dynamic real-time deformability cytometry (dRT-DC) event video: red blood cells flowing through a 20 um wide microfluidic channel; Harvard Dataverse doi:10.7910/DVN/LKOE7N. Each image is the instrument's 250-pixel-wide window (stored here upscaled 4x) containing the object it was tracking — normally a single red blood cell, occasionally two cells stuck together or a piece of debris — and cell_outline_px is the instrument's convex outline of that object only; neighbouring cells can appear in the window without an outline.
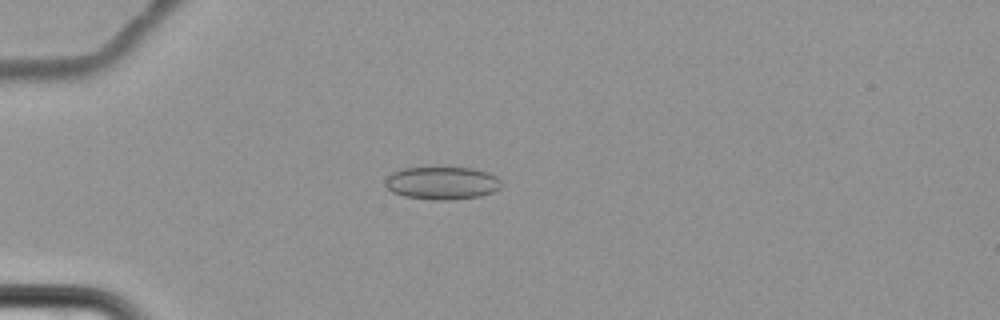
{"species": "common noctule bat (a hibernating species)", "species_latin": "Nyctalus noctula", "temperature_condition": "cold", "stored_images_in_passage": 10, "camera_frame_rate_fps": 3000, "um_per_image_px": 0.085, "animal": {"sex": "female", "body_mass_g": 22.7, "forearm_length_mm": 54.2}, "frame": {"image": 1, "passage_image": 5, "time_ms": 5.667, "image_size_px": [1000, 320], "cell_outline_px": [[500, 188], [492, 192], [480, 196], [452, 200], [432, 200], [404, 196], [392, 192], [384, 184], [384, 180], [392, 172], [404, 168], [476, 168], [488, 172], [496, 176], [500, 180]], "centroid_in_image_um": [37.56, 15.56], "position_along_channel_um": 47.4, "area_um2": 22.25}}
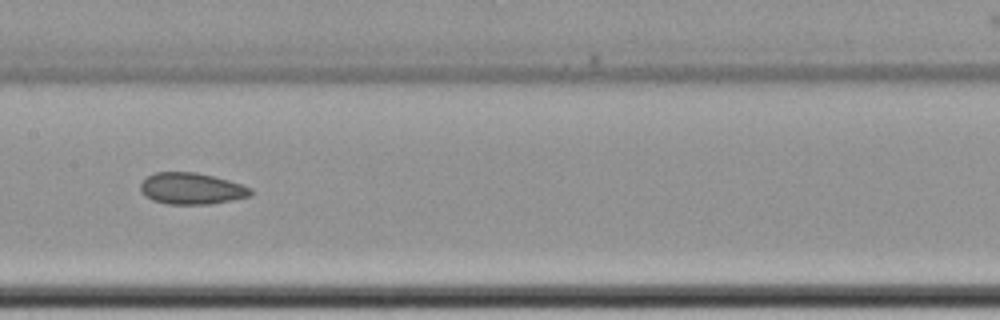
{"frame": {"image": 2, "passage_image": 9, "time_ms": 10.667, "image_size_px": [1000, 320], "cell_outline_px": [[252, 196], [212, 204], [168, 204], [152, 200], [144, 196], [140, 188], [140, 184], [148, 176], [156, 172], [196, 172], [228, 180], [252, 188]], "centroid_in_image_um": [16.29, 16.04], "position_along_channel_um": 191.1, "area_um2": 20.23}}
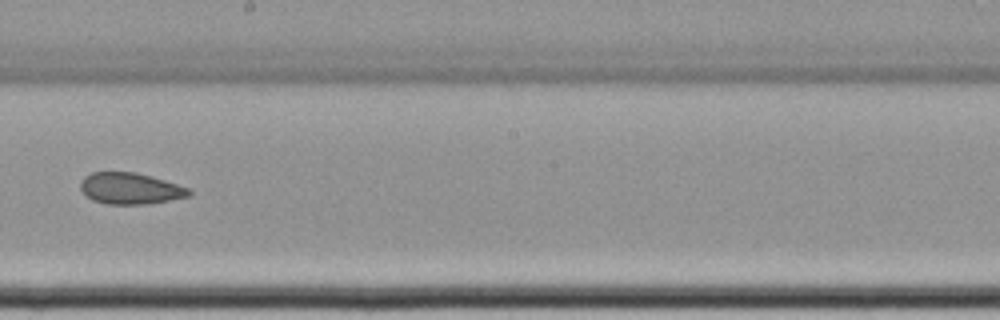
{"frame": {"image": 3, "passage_image": 10, "time_ms": 12.0, "image_size_px": [1000, 320], "cell_outline_px": [[192, 196], [148, 204], [104, 204], [92, 200], [80, 188], [80, 180], [84, 176], [92, 172], [136, 172], [152, 176], [188, 188], [192, 192]], "centroid_in_image_um": [11.07, 16.02], "position_along_channel_um": 237.1, "area_um2": 19.94}}